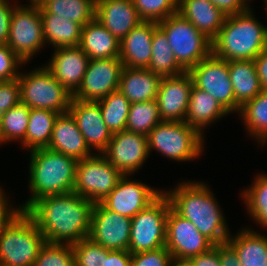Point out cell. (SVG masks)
<instances>
[{
	"label": "cell",
	"mask_w": 267,
	"mask_h": 266,
	"mask_svg": "<svg viewBox=\"0 0 267 266\" xmlns=\"http://www.w3.org/2000/svg\"><path fill=\"white\" fill-rule=\"evenodd\" d=\"M94 203L74 192L35 201L26 212L48 243L74 244L89 235Z\"/></svg>",
	"instance_id": "obj_1"
},
{
	"label": "cell",
	"mask_w": 267,
	"mask_h": 266,
	"mask_svg": "<svg viewBox=\"0 0 267 266\" xmlns=\"http://www.w3.org/2000/svg\"><path fill=\"white\" fill-rule=\"evenodd\" d=\"M210 190L204 182L184 181L173 190L163 192L171 207L216 245L227 242L230 231L222 208Z\"/></svg>",
	"instance_id": "obj_2"
},
{
	"label": "cell",
	"mask_w": 267,
	"mask_h": 266,
	"mask_svg": "<svg viewBox=\"0 0 267 266\" xmlns=\"http://www.w3.org/2000/svg\"><path fill=\"white\" fill-rule=\"evenodd\" d=\"M30 198L19 208L26 211L40 198L73 192L78 160L49 148L30 151Z\"/></svg>",
	"instance_id": "obj_3"
},
{
	"label": "cell",
	"mask_w": 267,
	"mask_h": 266,
	"mask_svg": "<svg viewBox=\"0 0 267 266\" xmlns=\"http://www.w3.org/2000/svg\"><path fill=\"white\" fill-rule=\"evenodd\" d=\"M246 12L226 16L217 36L212 40V54L226 61L254 60L267 48V26Z\"/></svg>",
	"instance_id": "obj_4"
},
{
	"label": "cell",
	"mask_w": 267,
	"mask_h": 266,
	"mask_svg": "<svg viewBox=\"0 0 267 266\" xmlns=\"http://www.w3.org/2000/svg\"><path fill=\"white\" fill-rule=\"evenodd\" d=\"M45 243L34 219L20 210L0 234V265L34 266Z\"/></svg>",
	"instance_id": "obj_5"
},
{
	"label": "cell",
	"mask_w": 267,
	"mask_h": 266,
	"mask_svg": "<svg viewBox=\"0 0 267 266\" xmlns=\"http://www.w3.org/2000/svg\"><path fill=\"white\" fill-rule=\"evenodd\" d=\"M203 135L184 122L161 121L147 135L149 155L154 149L175 161L197 159L204 150Z\"/></svg>",
	"instance_id": "obj_6"
},
{
	"label": "cell",
	"mask_w": 267,
	"mask_h": 266,
	"mask_svg": "<svg viewBox=\"0 0 267 266\" xmlns=\"http://www.w3.org/2000/svg\"><path fill=\"white\" fill-rule=\"evenodd\" d=\"M20 102L30 109H48L59 114L68 112L72 100L69 93L45 67L19 74Z\"/></svg>",
	"instance_id": "obj_7"
},
{
	"label": "cell",
	"mask_w": 267,
	"mask_h": 266,
	"mask_svg": "<svg viewBox=\"0 0 267 266\" xmlns=\"http://www.w3.org/2000/svg\"><path fill=\"white\" fill-rule=\"evenodd\" d=\"M157 24L165 32L176 61L186 72L212 53V41L178 12Z\"/></svg>",
	"instance_id": "obj_8"
},
{
	"label": "cell",
	"mask_w": 267,
	"mask_h": 266,
	"mask_svg": "<svg viewBox=\"0 0 267 266\" xmlns=\"http://www.w3.org/2000/svg\"><path fill=\"white\" fill-rule=\"evenodd\" d=\"M171 208L169 198L164 192L147 208L131 218V254L159 249L166 242V221Z\"/></svg>",
	"instance_id": "obj_9"
},
{
	"label": "cell",
	"mask_w": 267,
	"mask_h": 266,
	"mask_svg": "<svg viewBox=\"0 0 267 266\" xmlns=\"http://www.w3.org/2000/svg\"><path fill=\"white\" fill-rule=\"evenodd\" d=\"M24 5L14 4L7 45L25 65L46 44L40 7L32 3Z\"/></svg>",
	"instance_id": "obj_10"
},
{
	"label": "cell",
	"mask_w": 267,
	"mask_h": 266,
	"mask_svg": "<svg viewBox=\"0 0 267 266\" xmlns=\"http://www.w3.org/2000/svg\"><path fill=\"white\" fill-rule=\"evenodd\" d=\"M123 174L102 155L78 160L73 192L92 203H101L116 187Z\"/></svg>",
	"instance_id": "obj_11"
},
{
	"label": "cell",
	"mask_w": 267,
	"mask_h": 266,
	"mask_svg": "<svg viewBox=\"0 0 267 266\" xmlns=\"http://www.w3.org/2000/svg\"><path fill=\"white\" fill-rule=\"evenodd\" d=\"M188 73L196 88L208 92L228 113L235 112V96L229 76L228 61L211 53Z\"/></svg>",
	"instance_id": "obj_12"
},
{
	"label": "cell",
	"mask_w": 267,
	"mask_h": 266,
	"mask_svg": "<svg viewBox=\"0 0 267 266\" xmlns=\"http://www.w3.org/2000/svg\"><path fill=\"white\" fill-rule=\"evenodd\" d=\"M166 248L175 260H189L207 252L214 244L188 219L181 217L172 207L166 221Z\"/></svg>",
	"instance_id": "obj_13"
},
{
	"label": "cell",
	"mask_w": 267,
	"mask_h": 266,
	"mask_svg": "<svg viewBox=\"0 0 267 266\" xmlns=\"http://www.w3.org/2000/svg\"><path fill=\"white\" fill-rule=\"evenodd\" d=\"M124 65L120 58L90 59L84 77L72 98L98 101L119 89Z\"/></svg>",
	"instance_id": "obj_14"
},
{
	"label": "cell",
	"mask_w": 267,
	"mask_h": 266,
	"mask_svg": "<svg viewBox=\"0 0 267 266\" xmlns=\"http://www.w3.org/2000/svg\"><path fill=\"white\" fill-rule=\"evenodd\" d=\"M130 229L131 218L110 211L102 203H95L87 238L107 250L128 251Z\"/></svg>",
	"instance_id": "obj_15"
},
{
	"label": "cell",
	"mask_w": 267,
	"mask_h": 266,
	"mask_svg": "<svg viewBox=\"0 0 267 266\" xmlns=\"http://www.w3.org/2000/svg\"><path fill=\"white\" fill-rule=\"evenodd\" d=\"M102 155L123 175L131 177L149 156L147 136L127 130L113 133Z\"/></svg>",
	"instance_id": "obj_16"
},
{
	"label": "cell",
	"mask_w": 267,
	"mask_h": 266,
	"mask_svg": "<svg viewBox=\"0 0 267 266\" xmlns=\"http://www.w3.org/2000/svg\"><path fill=\"white\" fill-rule=\"evenodd\" d=\"M128 178L129 175H123L113 191L101 203L112 212L132 218L153 203L163 190Z\"/></svg>",
	"instance_id": "obj_17"
},
{
	"label": "cell",
	"mask_w": 267,
	"mask_h": 266,
	"mask_svg": "<svg viewBox=\"0 0 267 266\" xmlns=\"http://www.w3.org/2000/svg\"><path fill=\"white\" fill-rule=\"evenodd\" d=\"M68 112L74 118L90 150L96 149L98 154H102L112 133L103 120L99 102L72 98Z\"/></svg>",
	"instance_id": "obj_18"
},
{
	"label": "cell",
	"mask_w": 267,
	"mask_h": 266,
	"mask_svg": "<svg viewBox=\"0 0 267 266\" xmlns=\"http://www.w3.org/2000/svg\"><path fill=\"white\" fill-rule=\"evenodd\" d=\"M193 79L188 72L162 78L156 101L161 121L184 122Z\"/></svg>",
	"instance_id": "obj_19"
},
{
	"label": "cell",
	"mask_w": 267,
	"mask_h": 266,
	"mask_svg": "<svg viewBox=\"0 0 267 266\" xmlns=\"http://www.w3.org/2000/svg\"><path fill=\"white\" fill-rule=\"evenodd\" d=\"M49 60L45 67L73 95L82 82L90 58L77 45L54 49Z\"/></svg>",
	"instance_id": "obj_20"
},
{
	"label": "cell",
	"mask_w": 267,
	"mask_h": 266,
	"mask_svg": "<svg viewBox=\"0 0 267 266\" xmlns=\"http://www.w3.org/2000/svg\"><path fill=\"white\" fill-rule=\"evenodd\" d=\"M95 19L119 41L142 22L132 0H96Z\"/></svg>",
	"instance_id": "obj_21"
},
{
	"label": "cell",
	"mask_w": 267,
	"mask_h": 266,
	"mask_svg": "<svg viewBox=\"0 0 267 266\" xmlns=\"http://www.w3.org/2000/svg\"><path fill=\"white\" fill-rule=\"evenodd\" d=\"M156 22L142 21L120 41V60L128 68H147L152 55Z\"/></svg>",
	"instance_id": "obj_22"
},
{
	"label": "cell",
	"mask_w": 267,
	"mask_h": 266,
	"mask_svg": "<svg viewBox=\"0 0 267 266\" xmlns=\"http://www.w3.org/2000/svg\"><path fill=\"white\" fill-rule=\"evenodd\" d=\"M47 148L77 160L94 155L69 112L59 114L56 118Z\"/></svg>",
	"instance_id": "obj_23"
},
{
	"label": "cell",
	"mask_w": 267,
	"mask_h": 266,
	"mask_svg": "<svg viewBox=\"0 0 267 266\" xmlns=\"http://www.w3.org/2000/svg\"><path fill=\"white\" fill-rule=\"evenodd\" d=\"M178 13L211 41L225 21V14L209 0H178Z\"/></svg>",
	"instance_id": "obj_24"
},
{
	"label": "cell",
	"mask_w": 267,
	"mask_h": 266,
	"mask_svg": "<svg viewBox=\"0 0 267 266\" xmlns=\"http://www.w3.org/2000/svg\"><path fill=\"white\" fill-rule=\"evenodd\" d=\"M161 77L147 68H128L122 70L119 91L130 103L147 102L156 99Z\"/></svg>",
	"instance_id": "obj_25"
},
{
	"label": "cell",
	"mask_w": 267,
	"mask_h": 266,
	"mask_svg": "<svg viewBox=\"0 0 267 266\" xmlns=\"http://www.w3.org/2000/svg\"><path fill=\"white\" fill-rule=\"evenodd\" d=\"M79 46L90 59L120 58V41L95 18L82 27Z\"/></svg>",
	"instance_id": "obj_26"
},
{
	"label": "cell",
	"mask_w": 267,
	"mask_h": 266,
	"mask_svg": "<svg viewBox=\"0 0 267 266\" xmlns=\"http://www.w3.org/2000/svg\"><path fill=\"white\" fill-rule=\"evenodd\" d=\"M229 114L208 92L196 88L190 91L185 122L197 129L202 135L206 126Z\"/></svg>",
	"instance_id": "obj_27"
},
{
	"label": "cell",
	"mask_w": 267,
	"mask_h": 266,
	"mask_svg": "<svg viewBox=\"0 0 267 266\" xmlns=\"http://www.w3.org/2000/svg\"><path fill=\"white\" fill-rule=\"evenodd\" d=\"M229 76L235 96V112L261 92L254 60L228 61Z\"/></svg>",
	"instance_id": "obj_28"
},
{
	"label": "cell",
	"mask_w": 267,
	"mask_h": 266,
	"mask_svg": "<svg viewBox=\"0 0 267 266\" xmlns=\"http://www.w3.org/2000/svg\"><path fill=\"white\" fill-rule=\"evenodd\" d=\"M227 242L238 254L241 266H267V236L249 228H242Z\"/></svg>",
	"instance_id": "obj_29"
},
{
	"label": "cell",
	"mask_w": 267,
	"mask_h": 266,
	"mask_svg": "<svg viewBox=\"0 0 267 266\" xmlns=\"http://www.w3.org/2000/svg\"><path fill=\"white\" fill-rule=\"evenodd\" d=\"M45 44L54 49L77 46L80 43L82 26L63 17H54L40 7Z\"/></svg>",
	"instance_id": "obj_30"
},
{
	"label": "cell",
	"mask_w": 267,
	"mask_h": 266,
	"mask_svg": "<svg viewBox=\"0 0 267 266\" xmlns=\"http://www.w3.org/2000/svg\"><path fill=\"white\" fill-rule=\"evenodd\" d=\"M147 69L161 78L179 76L186 72L176 61L168 38L159 26L153 32L152 55Z\"/></svg>",
	"instance_id": "obj_31"
},
{
	"label": "cell",
	"mask_w": 267,
	"mask_h": 266,
	"mask_svg": "<svg viewBox=\"0 0 267 266\" xmlns=\"http://www.w3.org/2000/svg\"><path fill=\"white\" fill-rule=\"evenodd\" d=\"M59 113L48 109H30L25 139L21 142L26 149L47 148Z\"/></svg>",
	"instance_id": "obj_32"
},
{
	"label": "cell",
	"mask_w": 267,
	"mask_h": 266,
	"mask_svg": "<svg viewBox=\"0 0 267 266\" xmlns=\"http://www.w3.org/2000/svg\"><path fill=\"white\" fill-rule=\"evenodd\" d=\"M239 115L247 133L258 143H267V89H262L252 100L240 107Z\"/></svg>",
	"instance_id": "obj_33"
},
{
	"label": "cell",
	"mask_w": 267,
	"mask_h": 266,
	"mask_svg": "<svg viewBox=\"0 0 267 266\" xmlns=\"http://www.w3.org/2000/svg\"><path fill=\"white\" fill-rule=\"evenodd\" d=\"M96 0H49L41 7L54 17H63L82 27L95 18Z\"/></svg>",
	"instance_id": "obj_34"
},
{
	"label": "cell",
	"mask_w": 267,
	"mask_h": 266,
	"mask_svg": "<svg viewBox=\"0 0 267 266\" xmlns=\"http://www.w3.org/2000/svg\"><path fill=\"white\" fill-rule=\"evenodd\" d=\"M101 114L111 133L121 132L126 128L130 102L119 90L113 91L98 100Z\"/></svg>",
	"instance_id": "obj_35"
},
{
	"label": "cell",
	"mask_w": 267,
	"mask_h": 266,
	"mask_svg": "<svg viewBox=\"0 0 267 266\" xmlns=\"http://www.w3.org/2000/svg\"><path fill=\"white\" fill-rule=\"evenodd\" d=\"M161 122L156 99L130 104L125 130L147 136Z\"/></svg>",
	"instance_id": "obj_36"
},
{
	"label": "cell",
	"mask_w": 267,
	"mask_h": 266,
	"mask_svg": "<svg viewBox=\"0 0 267 266\" xmlns=\"http://www.w3.org/2000/svg\"><path fill=\"white\" fill-rule=\"evenodd\" d=\"M241 194L250 217L267 229V174H258L252 186Z\"/></svg>",
	"instance_id": "obj_37"
},
{
	"label": "cell",
	"mask_w": 267,
	"mask_h": 266,
	"mask_svg": "<svg viewBox=\"0 0 267 266\" xmlns=\"http://www.w3.org/2000/svg\"><path fill=\"white\" fill-rule=\"evenodd\" d=\"M29 115L30 108L21 102L1 114L3 144L17 140L22 142L25 139Z\"/></svg>",
	"instance_id": "obj_38"
},
{
	"label": "cell",
	"mask_w": 267,
	"mask_h": 266,
	"mask_svg": "<svg viewBox=\"0 0 267 266\" xmlns=\"http://www.w3.org/2000/svg\"><path fill=\"white\" fill-rule=\"evenodd\" d=\"M142 21L159 23L178 12V0H132Z\"/></svg>",
	"instance_id": "obj_39"
},
{
	"label": "cell",
	"mask_w": 267,
	"mask_h": 266,
	"mask_svg": "<svg viewBox=\"0 0 267 266\" xmlns=\"http://www.w3.org/2000/svg\"><path fill=\"white\" fill-rule=\"evenodd\" d=\"M34 266H75L72 244L46 242Z\"/></svg>",
	"instance_id": "obj_40"
},
{
	"label": "cell",
	"mask_w": 267,
	"mask_h": 266,
	"mask_svg": "<svg viewBox=\"0 0 267 266\" xmlns=\"http://www.w3.org/2000/svg\"><path fill=\"white\" fill-rule=\"evenodd\" d=\"M75 266H105L106 248L85 238L72 244Z\"/></svg>",
	"instance_id": "obj_41"
},
{
	"label": "cell",
	"mask_w": 267,
	"mask_h": 266,
	"mask_svg": "<svg viewBox=\"0 0 267 266\" xmlns=\"http://www.w3.org/2000/svg\"><path fill=\"white\" fill-rule=\"evenodd\" d=\"M173 260L170 251L163 246L156 250L131 254L130 266H170Z\"/></svg>",
	"instance_id": "obj_42"
},
{
	"label": "cell",
	"mask_w": 267,
	"mask_h": 266,
	"mask_svg": "<svg viewBox=\"0 0 267 266\" xmlns=\"http://www.w3.org/2000/svg\"><path fill=\"white\" fill-rule=\"evenodd\" d=\"M24 62L5 44L0 45V81L17 80Z\"/></svg>",
	"instance_id": "obj_43"
},
{
	"label": "cell",
	"mask_w": 267,
	"mask_h": 266,
	"mask_svg": "<svg viewBox=\"0 0 267 266\" xmlns=\"http://www.w3.org/2000/svg\"><path fill=\"white\" fill-rule=\"evenodd\" d=\"M20 84L18 79L0 81V114L20 103Z\"/></svg>",
	"instance_id": "obj_44"
},
{
	"label": "cell",
	"mask_w": 267,
	"mask_h": 266,
	"mask_svg": "<svg viewBox=\"0 0 267 266\" xmlns=\"http://www.w3.org/2000/svg\"><path fill=\"white\" fill-rule=\"evenodd\" d=\"M220 9L225 16H232L246 12L250 9L248 0H209Z\"/></svg>",
	"instance_id": "obj_45"
},
{
	"label": "cell",
	"mask_w": 267,
	"mask_h": 266,
	"mask_svg": "<svg viewBox=\"0 0 267 266\" xmlns=\"http://www.w3.org/2000/svg\"><path fill=\"white\" fill-rule=\"evenodd\" d=\"M9 0L0 2V45H5L8 42L11 14L13 5H10Z\"/></svg>",
	"instance_id": "obj_46"
},
{
	"label": "cell",
	"mask_w": 267,
	"mask_h": 266,
	"mask_svg": "<svg viewBox=\"0 0 267 266\" xmlns=\"http://www.w3.org/2000/svg\"><path fill=\"white\" fill-rule=\"evenodd\" d=\"M4 189L0 186V234L7 224L15 217V215L21 210L19 207L12 208L7 198Z\"/></svg>",
	"instance_id": "obj_47"
},
{
	"label": "cell",
	"mask_w": 267,
	"mask_h": 266,
	"mask_svg": "<svg viewBox=\"0 0 267 266\" xmlns=\"http://www.w3.org/2000/svg\"><path fill=\"white\" fill-rule=\"evenodd\" d=\"M188 261L192 266H220L218 244L214 245L207 252L191 257Z\"/></svg>",
	"instance_id": "obj_48"
},
{
	"label": "cell",
	"mask_w": 267,
	"mask_h": 266,
	"mask_svg": "<svg viewBox=\"0 0 267 266\" xmlns=\"http://www.w3.org/2000/svg\"><path fill=\"white\" fill-rule=\"evenodd\" d=\"M218 254L220 266H241L237 252L228 242L218 244Z\"/></svg>",
	"instance_id": "obj_49"
},
{
	"label": "cell",
	"mask_w": 267,
	"mask_h": 266,
	"mask_svg": "<svg viewBox=\"0 0 267 266\" xmlns=\"http://www.w3.org/2000/svg\"><path fill=\"white\" fill-rule=\"evenodd\" d=\"M131 253L122 250L106 249V265L105 266H130Z\"/></svg>",
	"instance_id": "obj_50"
},
{
	"label": "cell",
	"mask_w": 267,
	"mask_h": 266,
	"mask_svg": "<svg viewBox=\"0 0 267 266\" xmlns=\"http://www.w3.org/2000/svg\"><path fill=\"white\" fill-rule=\"evenodd\" d=\"M254 63L261 89H267V48L254 59Z\"/></svg>",
	"instance_id": "obj_51"
},
{
	"label": "cell",
	"mask_w": 267,
	"mask_h": 266,
	"mask_svg": "<svg viewBox=\"0 0 267 266\" xmlns=\"http://www.w3.org/2000/svg\"><path fill=\"white\" fill-rule=\"evenodd\" d=\"M170 266H192L188 260H173Z\"/></svg>",
	"instance_id": "obj_52"
},
{
	"label": "cell",
	"mask_w": 267,
	"mask_h": 266,
	"mask_svg": "<svg viewBox=\"0 0 267 266\" xmlns=\"http://www.w3.org/2000/svg\"><path fill=\"white\" fill-rule=\"evenodd\" d=\"M47 1H49V0H34L33 2H32V4L33 5H36V6H38V7H41L45 2H47Z\"/></svg>",
	"instance_id": "obj_53"
},
{
	"label": "cell",
	"mask_w": 267,
	"mask_h": 266,
	"mask_svg": "<svg viewBox=\"0 0 267 266\" xmlns=\"http://www.w3.org/2000/svg\"><path fill=\"white\" fill-rule=\"evenodd\" d=\"M0 143H3V132H2L1 114H0Z\"/></svg>",
	"instance_id": "obj_54"
},
{
	"label": "cell",
	"mask_w": 267,
	"mask_h": 266,
	"mask_svg": "<svg viewBox=\"0 0 267 266\" xmlns=\"http://www.w3.org/2000/svg\"><path fill=\"white\" fill-rule=\"evenodd\" d=\"M264 2H265V7H266V10H267V0H264Z\"/></svg>",
	"instance_id": "obj_55"
}]
</instances>
